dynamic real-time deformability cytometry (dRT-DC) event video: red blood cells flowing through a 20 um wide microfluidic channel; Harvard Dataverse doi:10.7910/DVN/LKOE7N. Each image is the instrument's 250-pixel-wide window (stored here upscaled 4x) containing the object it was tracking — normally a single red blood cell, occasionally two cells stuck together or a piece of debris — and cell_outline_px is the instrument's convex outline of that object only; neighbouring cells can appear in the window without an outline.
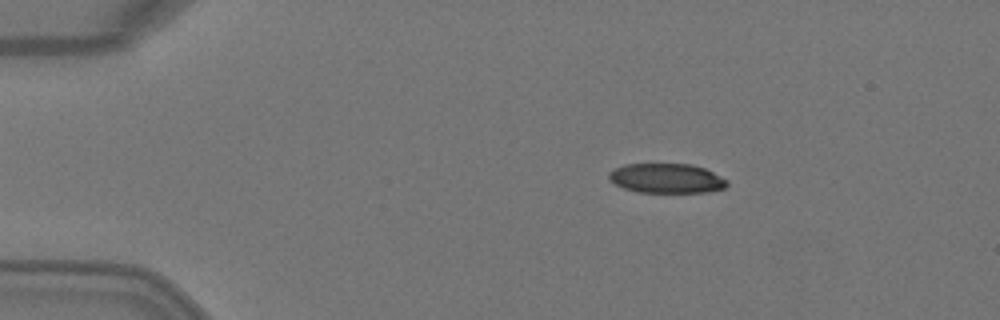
{"species": "Egyptian fruit bat (a non-hibernating species)", "species_latin": "Rousettus aegyptiacus", "temperature_condition": "warm", "stored_images_in_passage": 6, "camera_frame_rate_fps": 3000, "um_per_image_px": 0.085, "animal": {"sex": "female"}, "frame": {"image": 1, "passage_image": 2, "time_ms": 0.333, "image_size_px": [1000, 320], "cell_outline_px": [[728, 184], [724, 188], [708, 192], [636, 192], [624, 188], [608, 180], [608, 172], [624, 164], [692, 164], [704, 168], [728, 180]], "centroid_in_image_um": [56.64, 15.16], "position_along_channel_um": 28.4, "area_um2": 20.4}}
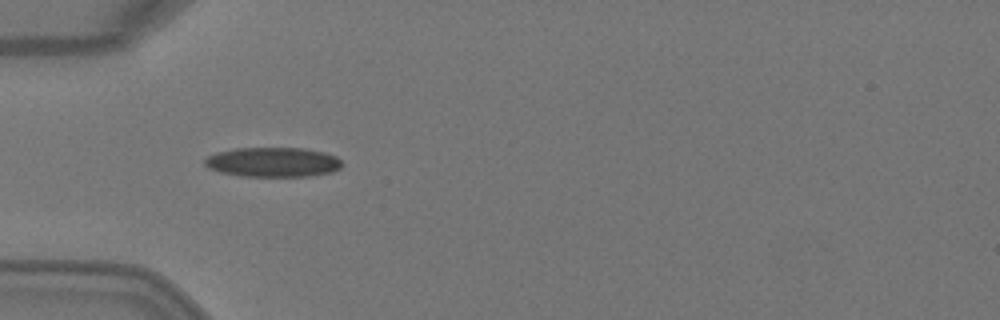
{"frame": {"image": 2, "passage_image": 4, "time_ms": 1.0, "image_size_px": [1000, 320], "cell_outline_px": [[344, 164], [340, 168], [332, 172], [308, 176], [240, 176], [220, 172], [208, 168], [204, 164], [204, 160], [208, 156], [216, 152], [236, 148], [304, 148], [324, 152], [336, 156]], "centroid_in_image_um": [23.2, 13.78], "position_along_channel_um": 61.8, "area_um2": 23.81}}
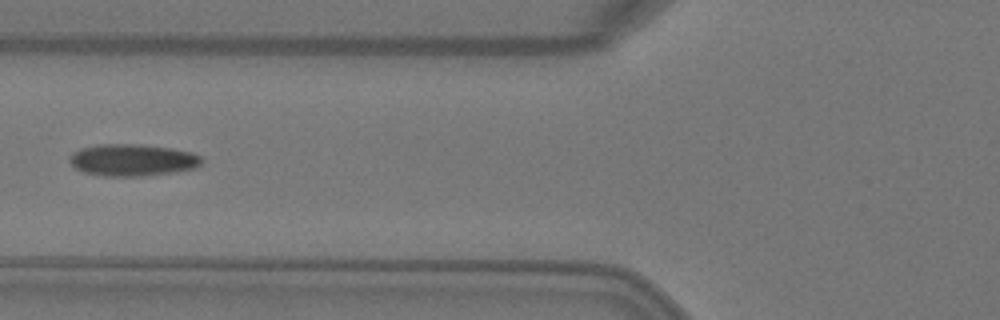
{"frame": {"image": 3, "passage_image": 5, "time_ms": 1.333, "image_size_px": [1000, 320], "cell_outline_px": [[200, 164], [196, 168], [176, 172], [140, 176], [100, 176], [84, 172], [76, 168], [68, 160], [68, 156], [72, 152], [80, 148], [96, 144], [140, 144], [172, 148], [192, 152], [200, 156]], "centroid_in_image_um": [11.22, 13.6], "position_along_channel_um": 114.6, "area_um2": 24.8}}